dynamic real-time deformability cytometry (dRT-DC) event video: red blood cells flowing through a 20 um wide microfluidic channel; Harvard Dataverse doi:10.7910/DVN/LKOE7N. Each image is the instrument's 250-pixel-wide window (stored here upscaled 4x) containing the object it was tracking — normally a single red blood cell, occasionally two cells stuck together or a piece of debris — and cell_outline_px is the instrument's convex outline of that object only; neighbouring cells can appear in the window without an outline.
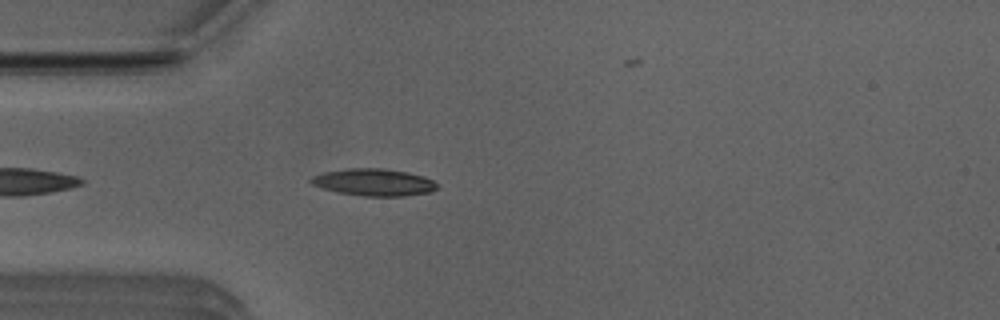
{"species": "Egyptian fruit bat (a non-hibernating species)", "species_latin": "Rousettus aegyptiacus", "temperature_condition": "room temperature", "stored_images_in_passage": 42, "camera_frame_rate_fps": 3000, "um_per_image_px": 0.085, "animal": {"sex": "male"}, "frame": {"image": 1, "passage_image": 4, "time_ms": 1.0, "image_size_px": [1000, 320], "cell_outline_px": [[436, 188], [432, 192], [404, 196], [364, 196], [336, 192], [320, 188], [312, 184], [308, 180], [312, 176], [324, 172], [348, 168], [384, 168], [408, 172], [424, 176], [432, 180], [436, 184]], "centroid_in_image_um": [31.75, 15.49], "position_along_channel_um": 53.3, "area_um2": 20.06}}
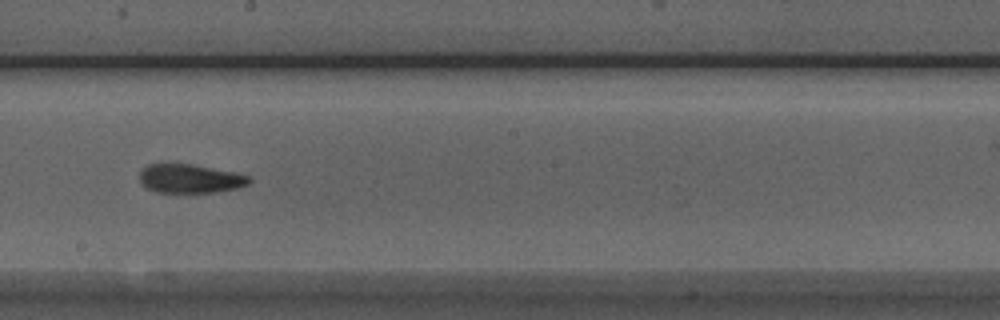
{"frame": {"image": 2, "passage_image": 18, "time_ms": 5.667, "image_size_px": [1000, 320], "cell_outline_px": [[252, 180], [248, 184], [236, 188], [216, 192], [156, 192], [148, 188], [140, 180], [140, 172], [148, 164], [192, 164], [236, 172], [252, 176]], "centroid_in_image_um": [16.21, 15.17], "position_along_channel_um": 232.0, "area_um2": 18.32}}
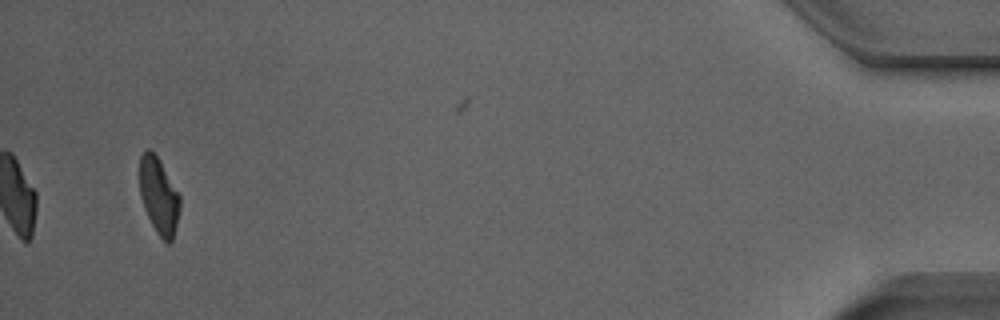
{"frame": {"image": 3, "passage_image": 39, "time_ms": 12.667, "image_size_px": [1000, 320], "cell_outline_px": [[180, 208], [172, 240], [168, 244], [156, 232], [144, 208], [140, 196], [140, 156], [148, 148], [156, 156], [180, 196]], "centroid_in_image_um": [13.49, 16.67], "position_along_channel_um": 421.7, "area_um2": 17.4}, "authors_computed_cell_mechanics": {"area_um2": 18.9584, "velocity_mm_per_s": 3.9578, "shape_relaxation_time_tau1_ms": 5.6989, "shape_relaxation_time_tau2_ms": 3.497, "deformation_change_tau1": 0.1943, "deformation_change_tau2": 0.1221}}